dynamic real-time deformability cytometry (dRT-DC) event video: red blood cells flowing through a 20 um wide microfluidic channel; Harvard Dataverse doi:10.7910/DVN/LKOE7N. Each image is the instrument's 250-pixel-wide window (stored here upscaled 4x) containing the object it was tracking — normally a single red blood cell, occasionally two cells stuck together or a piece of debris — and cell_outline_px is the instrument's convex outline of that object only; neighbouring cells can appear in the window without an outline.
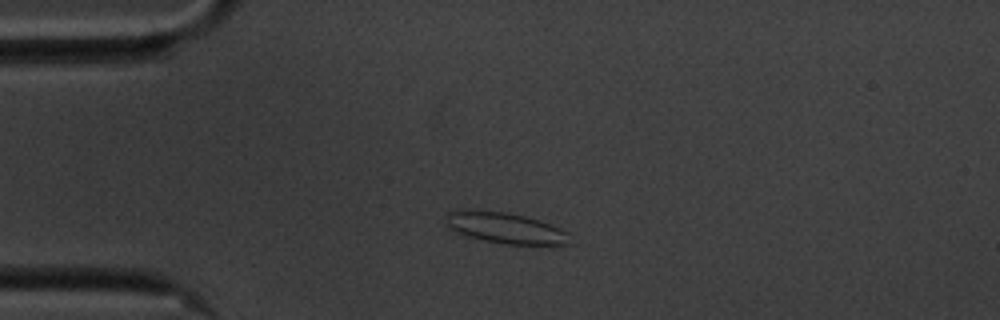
{"species": "common noctule bat (a hibernating species)", "species_latin": "Nyctalus noctula", "temperature_condition": "cold", "stored_images_in_passage": 51, "camera_frame_rate_fps": 3000, "um_per_image_px": 0.085, "animal": {"sex": "male", "body_mass_g": 20.1, "forearm_length_mm": 53.5}, "frame": {"image": 1, "passage_image": 7, "time_ms": 2.0, "image_size_px": [1000, 320], "cell_outline_px": [[568, 244], [548, 248], [500, 244], [468, 236], [456, 232], [448, 228], [444, 224], [444, 216], [448, 212], [460, 208], [464, 208], [504, 212], [524, 216], [560, 228], [568, 232]], "centroid_in_image_um": [42.93, 19.41], "position_along_channel_um": 42.1, "area_um2": 23.41}}
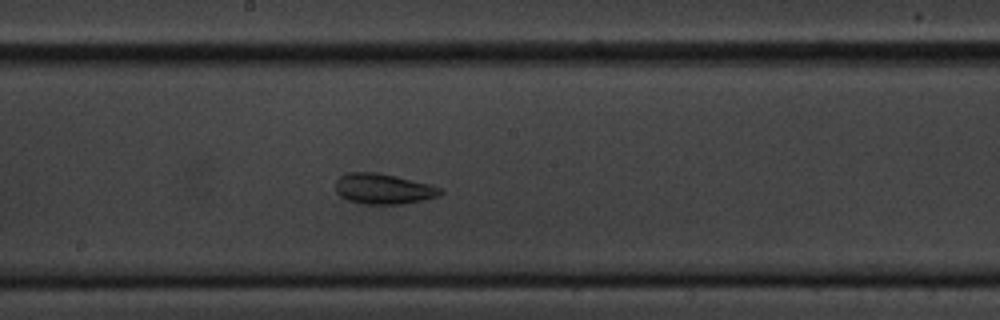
{"frame": {"image": 2, "passage_image": 24, "time_ms": 7.667, "image_size_px": [1000, 320], "cell_outline_px": [[444, 192], [440, 196], [400, 204], [364, 204], [348, 200], [340, 196], [336, 192], [336, 180], [340, 176], [348, 172], [372, 172], [396, 176], [444, 188]], "centroid_in_image_um": [32.59, 16.05], "position_along_channel_um": 215.6, "area_um2": 18.55}}
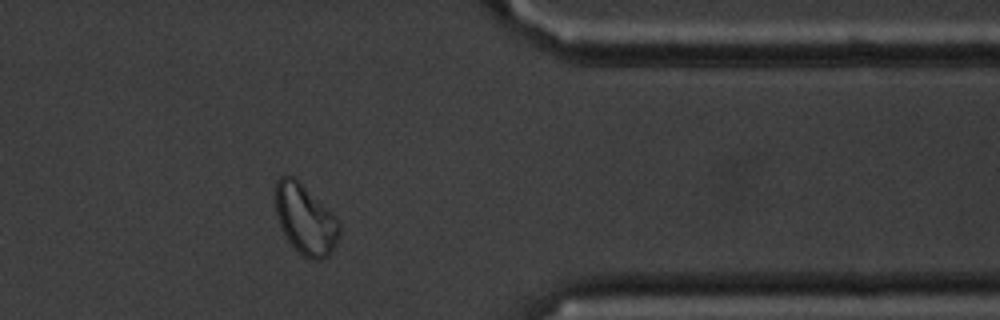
{"frame": {"image": 3, "passage_image": 40, "time_ms": 13.0, "image_size_px": [1000, 320], "cell_outline_px": [[340, 232], [336, 244], [332, 252], [328, 256], [320, 260], [312, 260], [304, 256], [288, 240], [280, 228], [276, 212], [276, 180], [280, 176], [292, 176], [336, 216], [340, 224]], "centroid_in_image_um": [25.97, 18.68], "position_along_channel_um": 385.4, "area_um2": 25.72}, "authors_computed_cell_mechanics": {"area_um2": 21.0392, "velocity_mm_per_s": 3.4653, "shape_relaxation_time_tau1_ms": null, "shape_relaxation_time_tau2_ms": 1.8484, "deformation_change_tau1": null, "deformation_change_tau2": 0.0787}}